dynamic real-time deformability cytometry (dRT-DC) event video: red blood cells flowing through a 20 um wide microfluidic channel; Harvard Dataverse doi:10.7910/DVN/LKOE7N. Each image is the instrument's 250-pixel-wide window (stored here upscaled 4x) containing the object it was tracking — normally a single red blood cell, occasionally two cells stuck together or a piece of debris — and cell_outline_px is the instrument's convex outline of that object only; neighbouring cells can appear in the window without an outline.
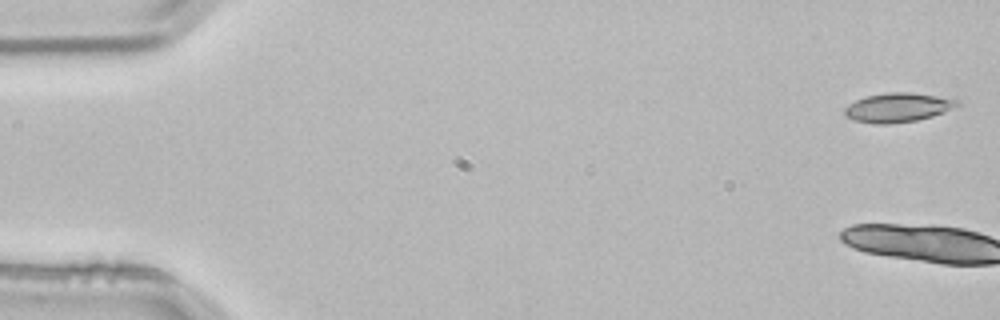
{"species": "common noctule bat (a hibernating species)", "species_latin": "Nyctalus noctula", "temperature_condition": "room temperature", "stored_images_in_passage": 4, "camera_frame_rate_fps": 3000, "um_per_image_px": 0.085, "animal": {"sex": "male", "body_mass_g": 21.5, "forearm_length_mm": 52.0}, "frame": {"image": 1, "passage_image": 1, "time_ms": 0.0, "image_size_px": [1000, 320], "cell_outline_px": [[960, 104], [944, 112], [932, 116], [916, 120], [888, 124], [872, 124], [852, 120], [844, 116], [844, 108], [848, 104], [864, 96], [888, 92], [908, 92], [936, 96], [960, 100]], "centroid_in_image_um": [76.25, 9.14], "position_along_channel_um": 8.7, "area_um2": 19.25}}
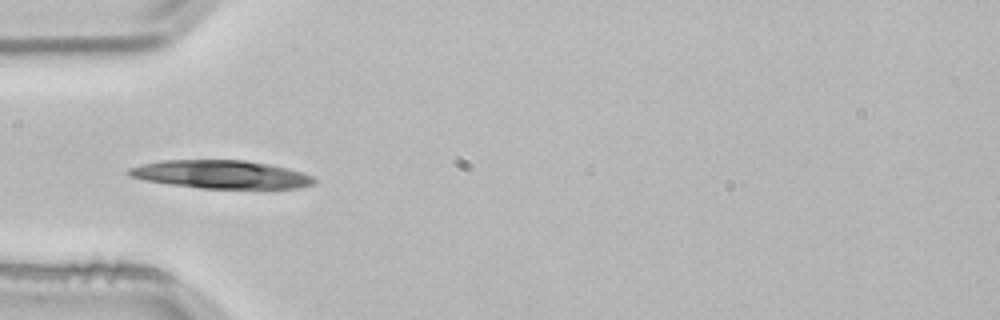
{"frame": {"image": 2, "passage_image": 4, "time_ms": 1.0, "image_size_px": [1000, 320], "cell_outline_px": [[316, 180], [312, 184], [300, 188], [200, 188], [168, 184], [144, 180], [128, 176], [128, 168], [144, 164], [164, 160], [244, 160], [268, 164], [288, 168], [304, 172], [312, 176]], "centroid_in_image_um": [18.8, 14.82], "position_along_channel_um": 66.2, "area_um2": 30.35}}